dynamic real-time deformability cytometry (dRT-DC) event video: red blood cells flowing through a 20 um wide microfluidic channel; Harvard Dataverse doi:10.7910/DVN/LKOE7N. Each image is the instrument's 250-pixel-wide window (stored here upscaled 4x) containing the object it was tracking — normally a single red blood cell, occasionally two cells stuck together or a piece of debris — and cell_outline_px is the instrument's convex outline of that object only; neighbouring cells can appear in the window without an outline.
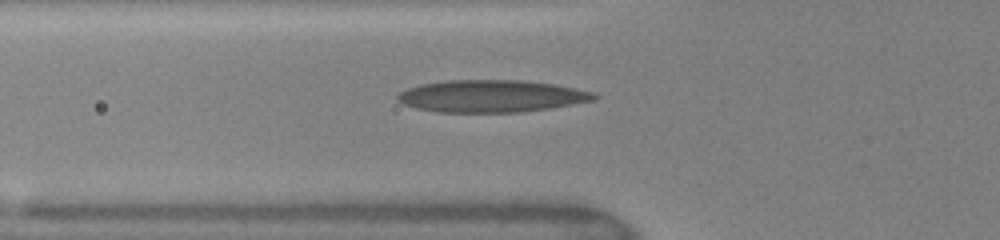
{"species": "human", "species_latin": "Homo sapiens", "temperature_condition": "warm", "stored_images_in_passage": 34, "camera_frame_rate_fps": 3000, "um_per_image_px": 0.085, "donor": {"sex": "female"}, "frame": {"image": 1, "passage_image": 4, "time_ms": 1.0, "image_size_px": [1000, 240], "cell_outline_px": [[600, 96], [596, 100], [552, 108], [520, 112], [436, 112], [416, 108], [404, 104], [396, 100], [396, 96], [400, 92], [408, 88], [420, 84], [448, 80], [520, 80], [552, 84], [576, 88], [596, 92]], "centroid_in_image_um": [41.8, 8.17], "position_along_channel_um": 84.0, "area_um2": 37.11}}
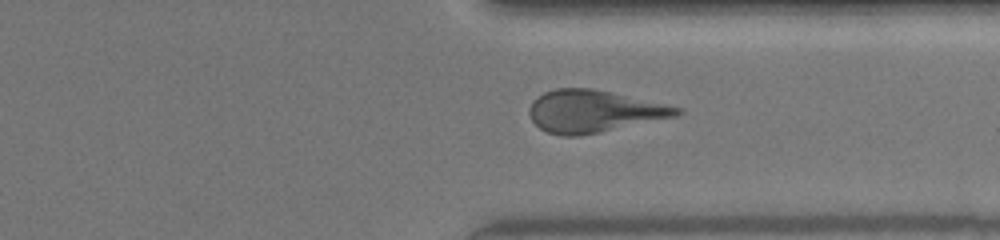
{"frame": {"image": 2, "passage_image": 24, "time_ms": 7.667, "image_size_px": [1000, 240], "cell_outline_px": [[684, 112], [676, 116], [600, 132], [576, 136], [560, 136], [548, 132], [540, 128], [532, 120], [528, 112], [528, 108], [532, 100], [544, 92], [556, 88], [592, 88], [684, 108]], "centroid_in_image_um": [50.44, 9.45], "position_along_channel_um": 361.0, "area_um2": 36.13}}
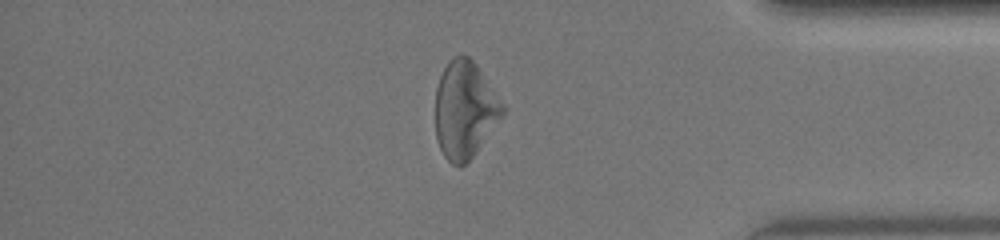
{"frame": {"image": 3, "passage_image": 28, "time_ms": 9.0, "image_size_px": [1000, 240], "cell_outline_px": [[504, 112], [472, 156], [464, 164], [452, 164], [444, 156], [440, 148], [436, 136], [436, 88], [440, 76], [448, 60], [452, 56], [468, 56], [476, 64], [504, 108]], "centroid_in_image_um": [39.45, 9.3], "position_along_channel_um": 395.7, "area_um2": 36.88}}